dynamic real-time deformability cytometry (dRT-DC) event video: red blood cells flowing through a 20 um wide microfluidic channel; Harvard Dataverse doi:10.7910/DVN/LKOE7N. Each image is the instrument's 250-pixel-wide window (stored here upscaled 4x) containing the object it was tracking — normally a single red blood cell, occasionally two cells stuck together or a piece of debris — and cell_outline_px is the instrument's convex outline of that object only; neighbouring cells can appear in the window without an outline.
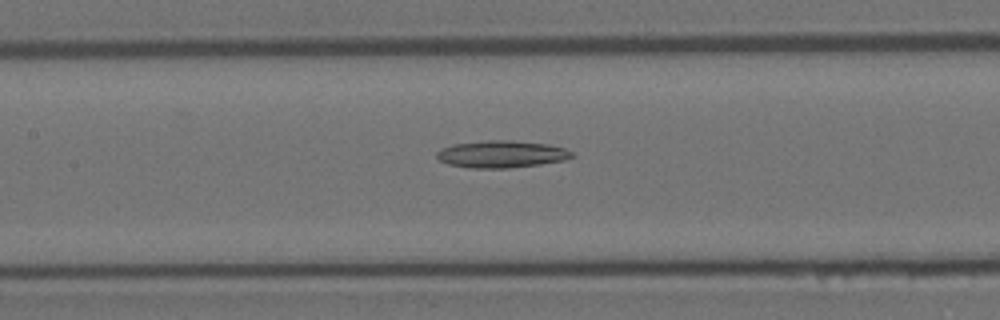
{"species": "Egyptian fruit bat (a non-hibernating species)", "species_latin": "Rousettus aegyptiacus", "temperature_condition": "room temperature", "stored_images_in_passage": 45, "camera_frame_rate_fps": 3000, "um_per_image_px": 0.085, "animal": {"sex": "female"}, "frame": {"image": 1, "passage_image": 16, "time_ms": 5.0, "image_size_px": [1000, 320], "cell_outline_px": [[576, 156], [564, 160], [540, 164], [508, 168], [468, 168], [448, 164], [440, 160], [436, 156], [436, 152], [452, 144], [488, 140], [512, 140], [548, 144], [564, 148], [572, 152]], "centroid_in_image_um": [42.64, 13.1], "position_along_channel_um": 164.8, "area_um2": 21.39}}
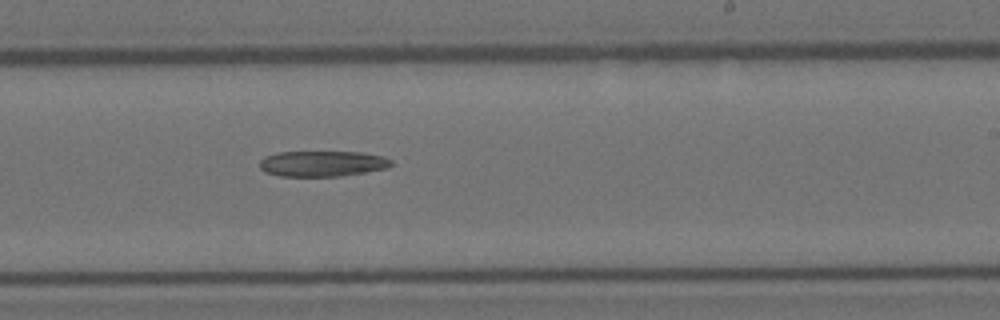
{"frame": {"image": 2, "passage_image": 24, "time_ms": 7.667, "image_size_px": [1000, 320], "cell_outline_px": [[392, 164], [388, 168], [340, 176], [280, 176], [264, 172], [260, 168], [260, 160], [264, 156], [280, 152], [360, 152], [384, 156], [392, 160]], "centroid_in_image_um": [27.4, 13.9], "position_along_channel_um": 261.6, "area_um2": 19.71}}
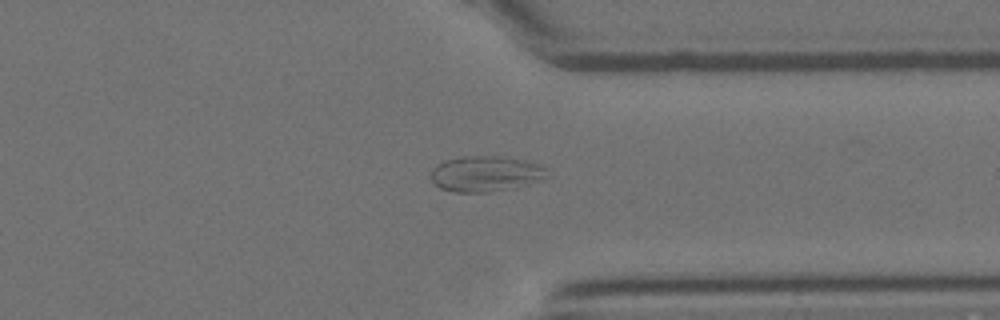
{"frame": {"image": 3, "passage_image": 33, "time_ms": 10.667, "image_size_px": [1000, 320], "cell_outline_px": [[552, 176], [528, 184], [488, 192], [456, 192], [440, 188], [432, 180], [432, 168], [444, 160], [464, 156], [500, 156], [524, 160], [540, 164]], "centroid_in_image_um": [41.31, 14.76], "position_along_channel_um": 370.1, "area_um2": 24.04}}